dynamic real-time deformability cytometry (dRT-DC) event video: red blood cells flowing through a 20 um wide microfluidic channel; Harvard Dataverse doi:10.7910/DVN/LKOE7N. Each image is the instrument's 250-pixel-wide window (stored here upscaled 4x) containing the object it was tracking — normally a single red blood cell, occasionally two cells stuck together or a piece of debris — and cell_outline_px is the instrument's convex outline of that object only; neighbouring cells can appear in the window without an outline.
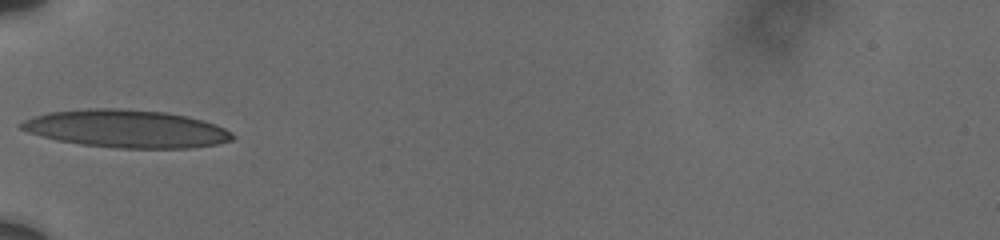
{"species": "human", "species_latin": "Homo sapiens", "temperature_condition": "cold", "stored_images_in_passage": 7, "camera_frame_rate_fps": 3000, "um_per_image_px": 0.085, "donor": {"sex": "male"}, "frame": {"image": 1, "passage_image": 1, "time_ms": 0.0, "image_size_px": [1000, 240], "cell_outline_px": [[232, 140], [216, 144], [188, 148], [116, 148], [80, 144], [56, 140], [28, 132], [20, 128], [16, 124], [32, 116], [48, 112], [88, 108], [120, 108], [168, 112], [188, 116], [224, 128], [232, 136]], "centroid_in_image_um": [10.65, 10.93], "position_along_channel_um": 74.3, "area_um2": 46.41}}